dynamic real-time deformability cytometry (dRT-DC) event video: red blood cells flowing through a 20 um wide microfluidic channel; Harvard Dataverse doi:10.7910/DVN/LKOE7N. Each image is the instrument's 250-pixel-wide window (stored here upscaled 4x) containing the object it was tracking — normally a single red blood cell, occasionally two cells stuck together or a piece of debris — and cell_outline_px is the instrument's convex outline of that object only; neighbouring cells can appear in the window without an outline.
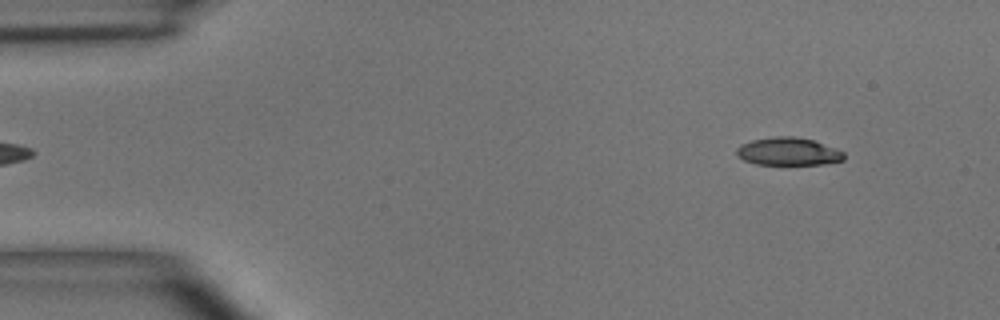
{"species": "common noctule bat (a hibernating species)", "species_latin": "Nyctalus noctula", "temperature_condition": "room temperature", "stored_images_in_passage": 2, "camera_frame_rate_fps": 3000, "um_per_image_px": 0.085, "animal": {"sex": "male", "body_mass_g": 15.6}, "frame": {"image": 1, "passage_image": 2, "time_ms": 1.0, "image_size_px": [1000, 320], "cell_outline_px": [[844, 160], [824, 164], [756, 164], [744, 160], [736, 156], [736, 148], [740, 144], [752, 140], [776, 136], [792, 136], [812, 140], [836, 148], [844, 152]], "centroid_in_image_um": [66.98, 12.88], "position_along_channel_um": 18.0, "area_um2": 17.4}}